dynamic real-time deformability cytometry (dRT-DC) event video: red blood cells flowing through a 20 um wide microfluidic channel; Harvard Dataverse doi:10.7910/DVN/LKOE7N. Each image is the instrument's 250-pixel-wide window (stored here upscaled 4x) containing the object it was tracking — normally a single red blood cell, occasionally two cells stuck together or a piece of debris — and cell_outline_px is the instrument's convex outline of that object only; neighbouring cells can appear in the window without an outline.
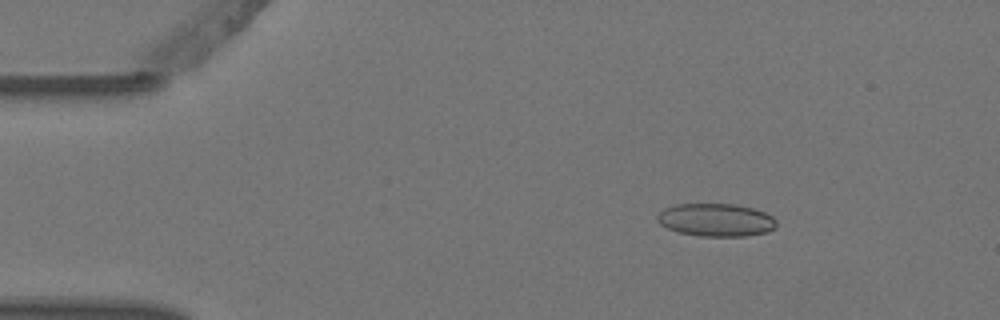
{"species": "Egyptian fruit bat (a non-hibernating species)", "species_latin": "Rousettus aegyptiacus", "temperature_condition": "warm", "stored_images_in_passage": 5, "camera_frame_rate_fps": 3000, "um_per_image_px": 0.085, "animal": {"sex": "female"}, "frame": {"image": 1, "passage_image": 2, "time_ms": 0.333, "image_size_px": [1000, 320], "cell_outline_px": [[776, 228], [768, 232], [744, 236], [700, 236], [680, 232], [668, 228], [660, 224], [656, 220], [656, 216], [664, 208], [676, 204], [736, 204], [752, 208], [764, 212], [772, 216], [776, 220]], "centroid_in_image_um": [60.86, 18.69], "position_along_channel_um": 24.1, "area_um2": 22.89}}
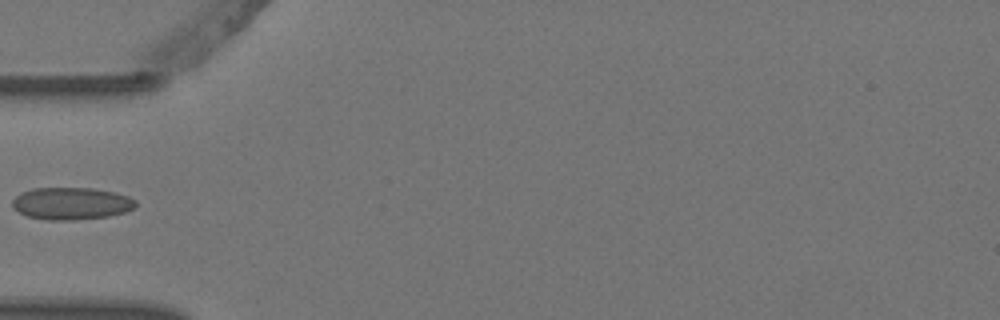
{"frame": {"image": 2, "passage_image": 5, "time_ms": 1.333, "image_size_px": [1000, 320], "cell_outline_px": [[136, 208], [124, 212], [108, 216], [76, 220], [48, 220], [28, 216], [12, 208], [12, 200], [20, 192], [32, 188], [92, 188], [112, 192], [128, 196], [136, 200]], "centroid_in_image_um": [6.05, 17.29], "position_along_channel_um": 79.0, "area_um2": 23.24}}